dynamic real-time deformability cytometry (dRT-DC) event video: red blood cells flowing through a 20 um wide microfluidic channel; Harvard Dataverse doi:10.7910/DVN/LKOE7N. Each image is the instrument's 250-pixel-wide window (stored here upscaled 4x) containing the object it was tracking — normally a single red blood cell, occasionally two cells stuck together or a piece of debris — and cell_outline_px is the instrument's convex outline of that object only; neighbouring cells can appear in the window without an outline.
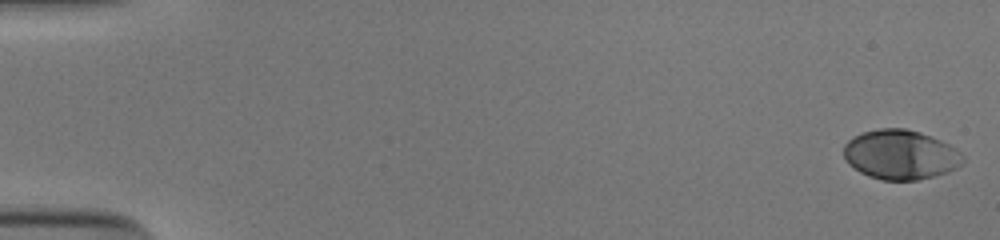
{"species": "human", "species_latin": "Homo sapiens", "temperature_condition": "cold", "stored_images_in_passage": 17, "camera_frame_rate_fps": 3000, "um_per_image_px": 0.085, "donor": {"sex": "male"}, "frame": {"image": 1, "passage_image": 1, "time_ms": 0.0, "image_size_px": [1000, 240], "cell_outline_px": [[964, 164], [948, 172], [916, 180], [880, 180], [868, 176], [860, 172], [848, 164], [844, 156], [844, 144], [852, 136], [860, 132], [880, 128], [904, 128], [920, 132], [940, 140], [948, 144], [960, 152], [964, 156]], "centroid_in_image_um": [76.52, 13.14], "position_along_channel_um": 8.5, "area_um2": 34.62}}
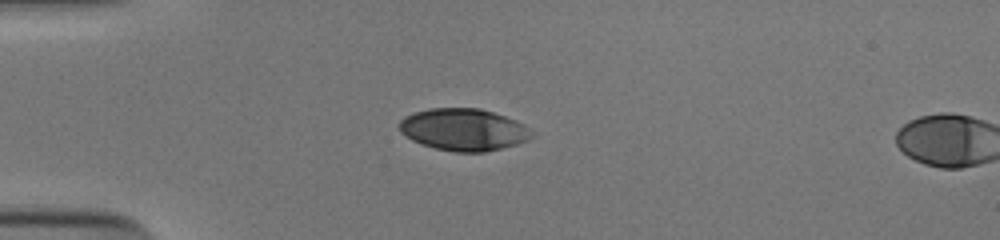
{"frame": {"image": 2, "passage_image": 15, "time_ms": 4.667, "image_size_px": [1000, 240], "cell_outline_px": [[536, 136], [528, 140], [516, 144], [484, 152], [456, 152], [436, 148], [412, 140], [400, 132], [400, 120], [404, 116], [428, 108], [480, 108], [516, 120], [524, 124]], "centroid_in_image_um": [39.42, 11.01], "position_along_channel_um": 45.6, "area_um2": 32.31}}